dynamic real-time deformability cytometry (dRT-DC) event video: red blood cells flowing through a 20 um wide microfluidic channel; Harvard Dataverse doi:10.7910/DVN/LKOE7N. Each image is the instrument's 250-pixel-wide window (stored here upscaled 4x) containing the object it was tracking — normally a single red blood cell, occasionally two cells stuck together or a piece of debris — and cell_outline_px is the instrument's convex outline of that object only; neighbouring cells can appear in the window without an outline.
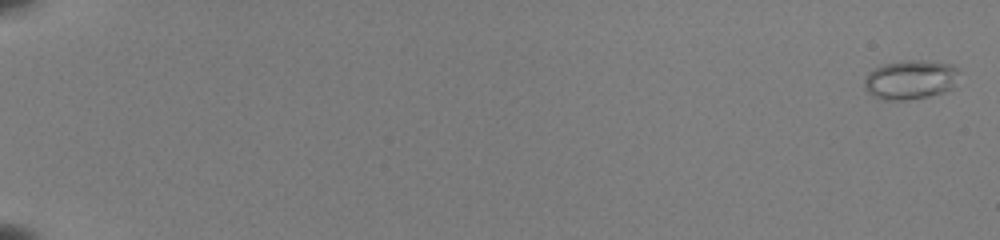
{"species": "common noctule bat (a hibernating species)", "species_latin": "Nyctalus noctula", "temperature_condition": "room temperature", "stored_images_in_passage": 26, "camera_frame_rate_fps": 3000, "um_per_image_px": 0.085, "animal": {"sex": "female", "body_mass_g": 22.0, "forearm_length_mm": 56.7}, "frame": {"image": 1, "passage_image": 2, "time_ms": 0.333, "image_size_px": [1000, 240], "cell_outline_px": [[960, 72], [956, 88], [944, 92], [928, 96], [904, 100], [880, 100], [872, 96], [864, 88], [864, 76], [868, 72], [884, 64], [900, 60], [924, 60], [952, 64]], "centroid_in_image_um": [77.41, 6.77], "position_along_channel_um": 7.6, "area_um2": 22.25}}